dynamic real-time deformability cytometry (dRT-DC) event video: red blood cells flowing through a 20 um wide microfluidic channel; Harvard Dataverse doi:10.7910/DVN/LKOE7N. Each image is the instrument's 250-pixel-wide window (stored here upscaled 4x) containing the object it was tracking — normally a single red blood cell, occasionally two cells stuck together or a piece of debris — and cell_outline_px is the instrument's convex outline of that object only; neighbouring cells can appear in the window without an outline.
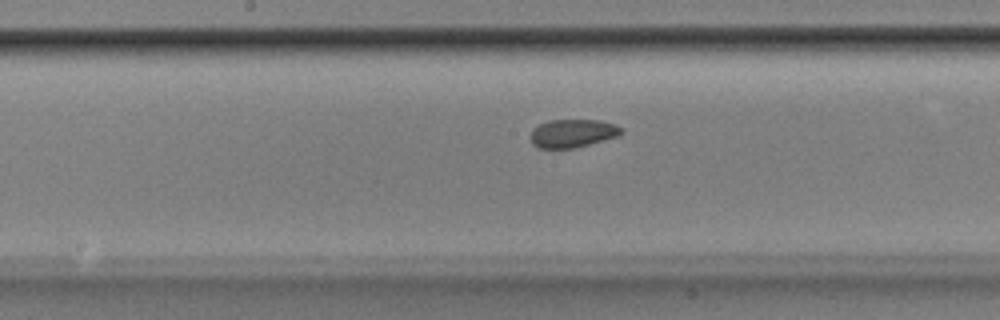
{"species": "Egyptian fruit bat (a non-hibernating species)", "species_latin": "Rousettus aegyptiacus", "temperature_condition": "room temperature", "stored_images_in_passage": 40, "camera_frame_rate_fps": 3000, "um_per_image_px": 0.085, "animal": {"sex": "male"}, "frame": {"image": 1, "passage_image": 24, "time_ms": 7.667, "image_size_px": [1000, 320], "cell_outline_px": [[624, 132], [620, 136], [576, 148], [536, 148], [532, 144], [528, 136], [532, 128], [548, 120], [600, 120], [616, 124], [624, 128]], "centroid_in_image_um": [48.68, 11.33], "position_along_channel_um": 199.5, "area_um2": 15.43}}
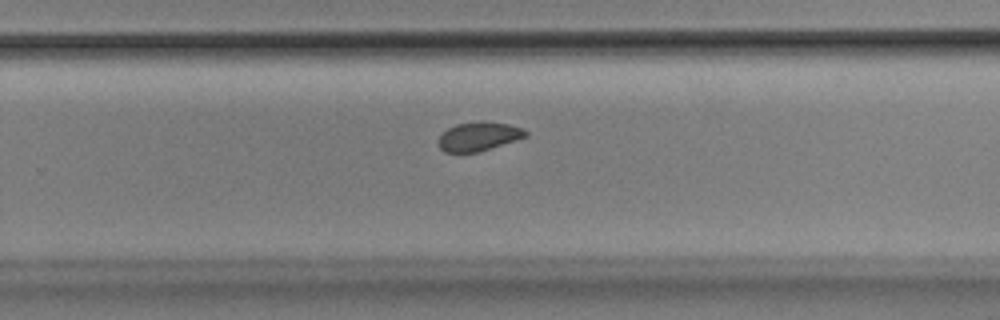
{"frame": {"image": 2, "passage_image": 31, "time_ms": 10.0, "image_size_px": [1000, 320], "cell_outline_px": [[528, 136], [480, 152], [444, 152], [440, 148], [440, 136], [448, 128], [456, 124], [480, 120], [484, 120], [508, 124], [524, 128], [528, 132]], "centroid_in_image_um": [40.74, 11.58], "position_along_channel_um": 289.1, "area_um2": 14.8}}
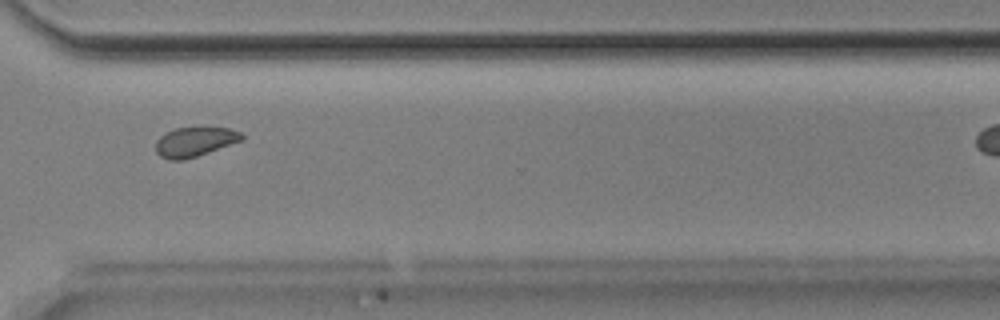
{"frame": {"image": 3, "passage_image": 36, "time_ms": 11.667, "image_size_px": [1000, 320], "cell_outline_px": [[244, 140], [184, 160], [168, 160], [160, 156], [156, 152], [156, 140], [160, 136], [176, 128], [228, 128], [240, 132], [244, 136]], "centroid_in_image_um": [16.55, 12.06], "position_along_channel_um": 354.1, "area_um2": 14.62}}